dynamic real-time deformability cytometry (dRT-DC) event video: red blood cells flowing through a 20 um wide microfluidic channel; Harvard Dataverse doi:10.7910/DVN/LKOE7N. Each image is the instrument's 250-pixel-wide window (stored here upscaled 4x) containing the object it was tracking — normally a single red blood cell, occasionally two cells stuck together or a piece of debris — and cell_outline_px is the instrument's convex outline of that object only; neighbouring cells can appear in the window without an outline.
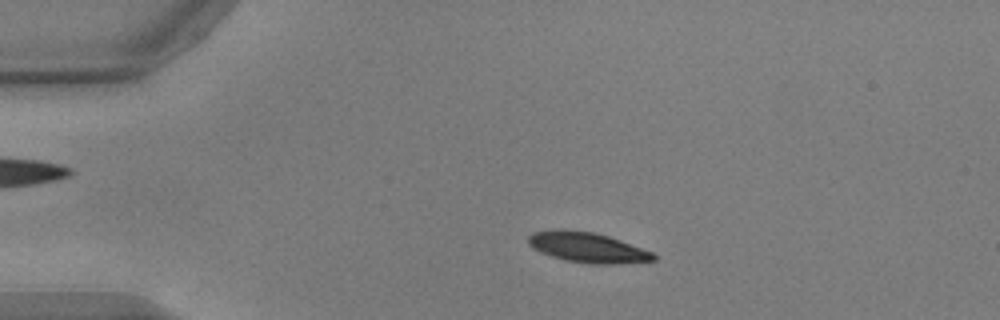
{"species": "common noctule bat (a hibernating species)", "species_latin": "Nyctalus noctula", "temperature_condition": "warm", "stored_images_in_passage": 53, "camera_frame_rate_fps": 3000, "um_per_image_px": 0.085, "animal": {"sex": "male", "body_mass_g": 17.9, "forearm_length_mm": 54.2}, "frame": {"image": 1, "passage_image": 10, "time_ms": 3.0, "image_size_px": [1000, 320], "cell_outline_px": [[656, 260], [616, 264], [588, 264], [564, 260], [540, 252], [532, 248], [528, 244], [528, 236], [532, 232], [552, 228], [564, 228], [596, 232], [620, 240], [652, 252], [656, 256]], "centroid_in_image_um": [49.87, 21.01], "position_along_channel_um": 35.1, "area_um2": 22.43}}
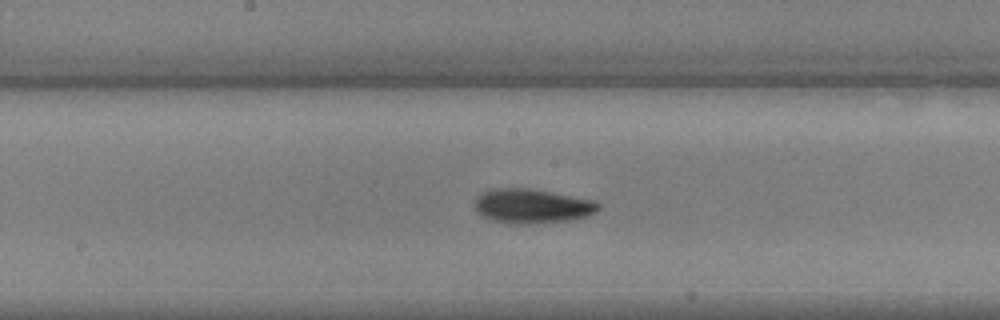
{"frame": {"image": 2, "passage_image": 27, "time_ms": 8.667, "image_size_px": [1000, 320], "cell_outline_px": [[600, 208], [596, 212], [588, 216], [572, 220], [520, 224], [496, 220], [484, 216], [476, 208], [476, 196], [484, 192], [496, 188], [532, 188], [596, 200], [600, 204]], "centroid_in_image_um": [45.32, 17.49], "position_along_channel_um": 202.9, "area_um2": 24.57}}
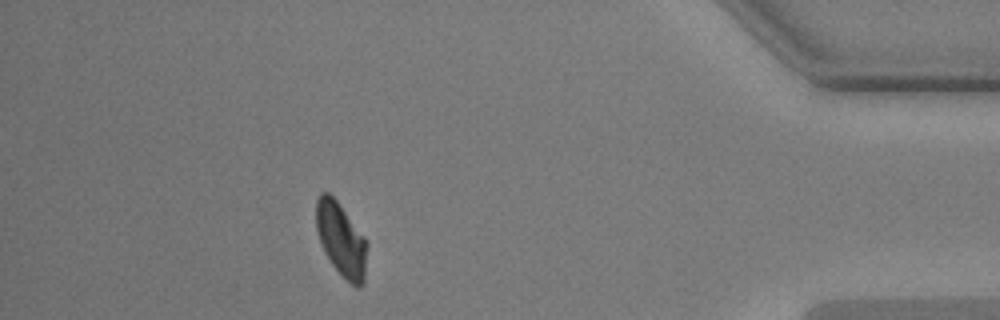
{"frame": {"image": 3, "passage_image": 47, "time_ms": 15.333, "image_size_px": [1000, 320], "cell_outline_px": [[368, 244], [364, 284], [360, 288], [356, 288], [332, 264], [324, 252], [320, 244], [316, 228], [316, 200], [320, 192], [328, 192], [336, 200], [364, 236]], "centroid_in_image_um": [29.0, 20.37], "position_along_channel_um": 406.2, "area_um2": 21.85}, "authors_computed_cell_mechanics": {"area_um2": 22.4264, "velocity_mm_per_s": 3.7328, "shape_relaxation_time_tau1_ms": 2.3636, "shape_relaxation_time_tau2_ms": 7.7767, "deformation_change_tau1": 0.135, "deformation_change_tau2": 0.1264}}